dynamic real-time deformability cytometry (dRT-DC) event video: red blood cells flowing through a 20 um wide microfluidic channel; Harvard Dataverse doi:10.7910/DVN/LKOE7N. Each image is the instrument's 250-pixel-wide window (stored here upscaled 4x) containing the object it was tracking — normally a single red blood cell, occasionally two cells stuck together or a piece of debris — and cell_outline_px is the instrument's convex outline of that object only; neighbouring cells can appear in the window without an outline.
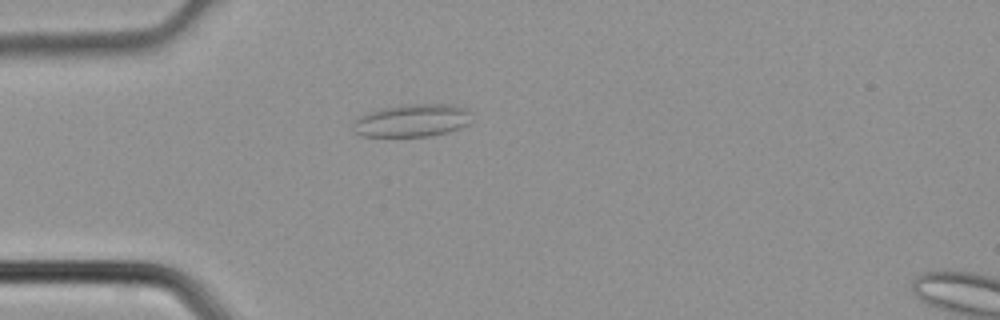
{"species": "common noctule bat (a hibernating species)", "species_latin": "Nyctalus noctula", "temperature_condition": "cold", "stored_images_in_passage": 1, "camera_frame_rate_fps": 3000, "um_per_image_px": 0.085, "animal": {"sex": "male", "body_mass_g": 21.5, "forearm_length_mm": 52.0}, "frame": {"image": 1, "passage_image": 1, "time_ms": 0.0, "image_size_px": [1000, 320], "cell_outline_px": [[468, 124], [460, 128], [448, 132], [428, 136], [360, 136], [352, 132], [352, 120], [368, 112], [380, 108], [412, 104], [452, 104], [468, 108]], "centroid_in_image_um": [34.96, 10.24], "position_along_channel_um": 50.0, "area_um2": 22.72}}